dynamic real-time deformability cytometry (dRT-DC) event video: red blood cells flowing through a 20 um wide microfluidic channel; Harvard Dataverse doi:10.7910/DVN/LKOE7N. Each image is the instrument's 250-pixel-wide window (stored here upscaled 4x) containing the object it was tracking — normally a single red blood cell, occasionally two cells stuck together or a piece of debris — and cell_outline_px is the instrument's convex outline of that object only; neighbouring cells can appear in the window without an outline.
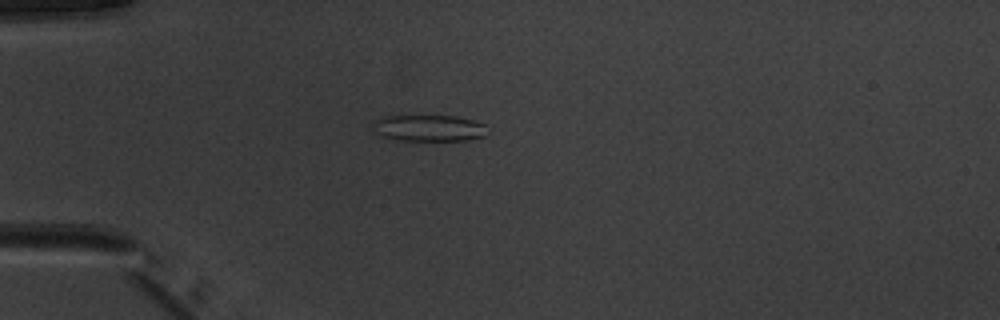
{"species": "common noctule bat (a hibernating species)", "species_latin": "Nyctalus noctula", "temperature_condition": "warm", "stored_images_in_passage": 38, "camera_frame_rate_fps": 3000, "um_per_image_px": 0.085, "animal": {"sex": "male", "body_mass_g": 20.1, "forearm_length_mm": 53.5}, "frame": {"image": 1, "passage_image": 1, "time_ms": 0.0, "image_size_px": [1000, 320], "cell_outline_px": [[484, 136], [468, 140], [400, 140], [380, 136], [376, 132], [372, 124], [372, 120], [384, 116], [456, 116], [472, 120], [484, 124]], "centroid_in_image_um": [36.39, 10.88], "position_along_channel_um": 48.6, "area_um2": 17.46}}
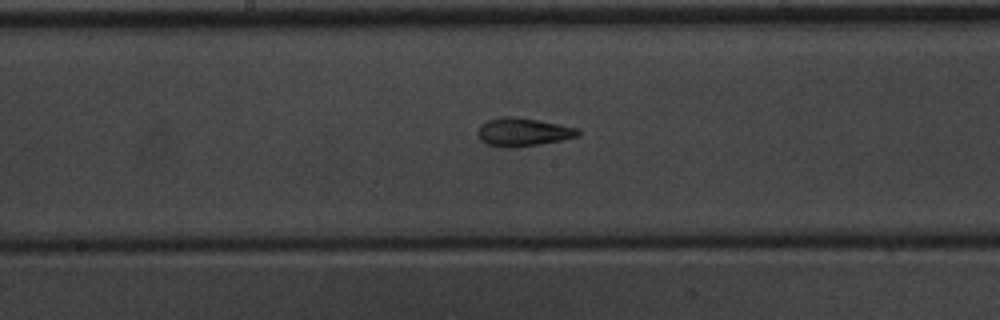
{"frame": {"image": 2, "passage_image": 14, "time_ms": 4.333, "image_size_px": [1000, 320], "cell_outline_px": [[580, 136], [540, 144], [516, 148], [504, 148], [488, 144], [480, 140], [476, 132], [480, 124], [488, 120], [504, 116], [512, 116], [536, 120], [580, 128]], "centroid_in_image_um": [44.44, 11.23], "position_along_channel_um": 203.8, "area_um2": 16.65}}
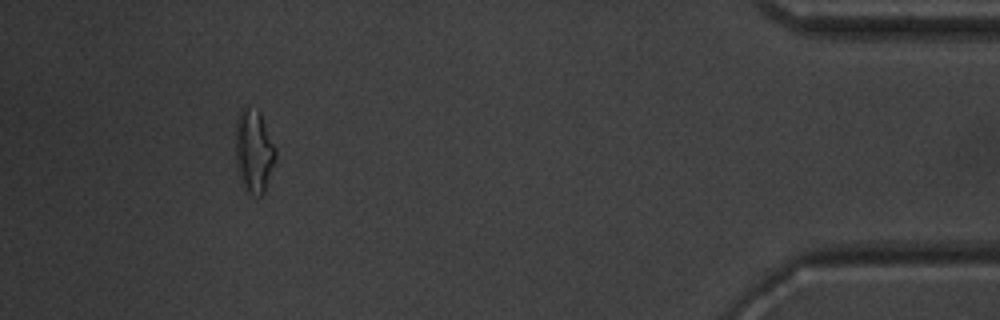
{"frame": {"image": 3, "passage_image": 34, "time_ms": 11.0, "image_size_px": [1000, 320], "cell_outline_px": [[276, 160], [264, 192], [260, 196], [252, 196], [244, 188], [236, 168], [236, 120], [244, 104], [260, 112], [276, 148]], "centroid_in_image_um": [21.58, 12.85], "position_along_channel_um": 413.6, "area_um2": 19.59}, "authors_computed_cell_mechanics": {"area_um2": 16.1262, "velocity_mm_per_s": 3.9949, "shape_relaxation_time_tau1_ms": 8.2572, "shape_relaxation_time_tau2_ms": 2.382, "deformation_change_tau1": 0.2517, "deformation_change_tau2": 0.0973}}